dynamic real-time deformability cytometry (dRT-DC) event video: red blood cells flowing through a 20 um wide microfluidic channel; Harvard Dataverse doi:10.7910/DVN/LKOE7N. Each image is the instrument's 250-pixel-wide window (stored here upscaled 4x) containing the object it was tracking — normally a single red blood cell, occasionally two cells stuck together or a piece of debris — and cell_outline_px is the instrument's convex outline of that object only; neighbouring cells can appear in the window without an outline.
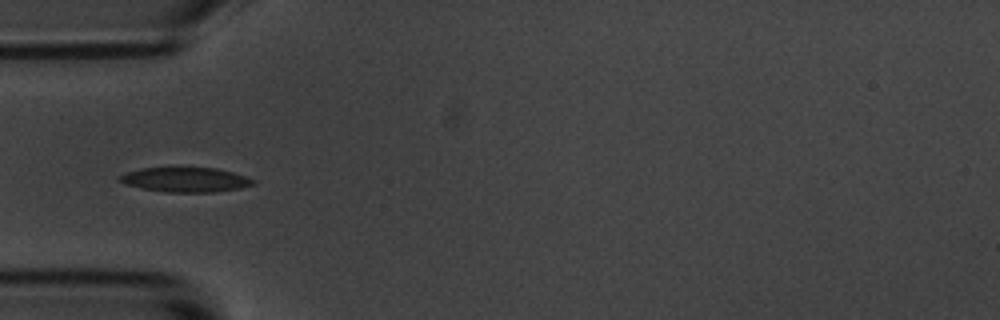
{"species": "common noctule bat (a hibernating species)", "species_latin": "Nyctalus noctula", "temperature_condition": "room temperature", "stored_images_in_passage": 39, "camera_frame_rate_fps": 3000, "um_per_image_px": 0.085, "animal": {"sex": "male", "body_mass_g": 20.1, "forearm_length_mm": 53.5}, "frame": {"image": 1, "passage_image": 1, "time_ms": 0.0, "image_size_px": [1000, 320], "cell_outline_px": [[256, 184], [240, 188], [212, 192], [164, 192], [144, 188], [128, 184], [116, 180], [120, 176], [128, 172], [140, 168], [168, 164], [180, 164], [216, 168], [232, 172], [256, 180]], "centroid_in_image_um": [15.75, 15.2], "position_along_channel_um": 69.3, "area_um2": 20.17}}
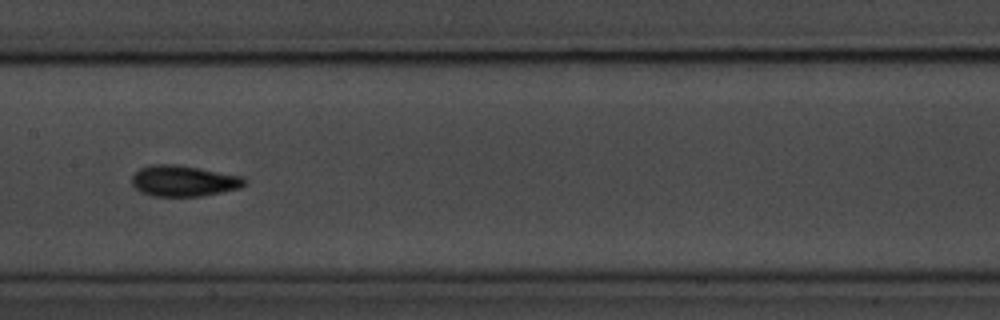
{"frame": {"image": 2, "passage_image": 11, "time_ms": 3.333, "image_size_px": [1000, 320], "cell_outline_px": [[248, 180], [240, 188], [200, 196], [152, 196], [140, 192], [132, 184], [132, 176], [140, 168], [152, 164], [176, 164], [200, 168], [244, 176]], "centroid_in_image_um": [15.62, 15.37], "position_along_channel_um": 191.8, "area_um2": 20.4}}
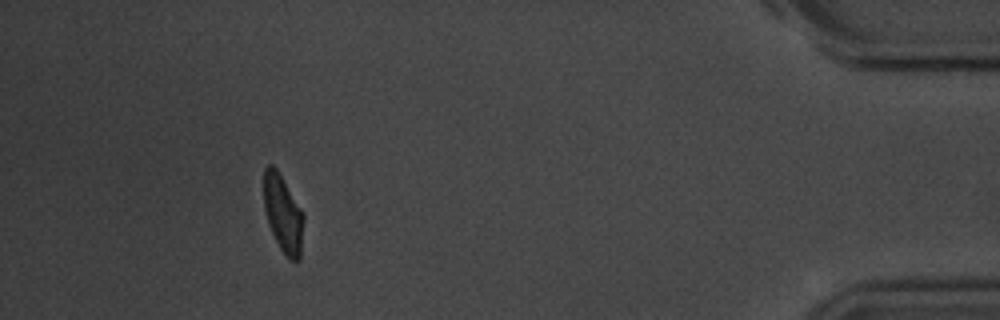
{"frame": {"image": 3, "passage_image": 34, "time_ms": 11.0, "image_size_px": [1000, 320], "cell_outline_px": [[304, 220], [300, 260], [296, 264], [280, 248], [268, 224], [264, 208], [264, 168], [268, 164], [272, 164], [276, 168], [304, 212]], "centroid_in_image_um": [24.07, 18.16], "position_along_channel_um": 411.1, "area_um2": 18.03}, "authors_computed_cell_mechanics": {"area_um2": 18.9584, "velocity_mm_per_s": 3.6504, "shape_relaxation_time_tau1_ms": 3.3314, "shape_relaxation_time_tau2_ms": 1.9408, "deformation_change_tau1": 0.1237, "deformation_change_tau2": 0.072}}